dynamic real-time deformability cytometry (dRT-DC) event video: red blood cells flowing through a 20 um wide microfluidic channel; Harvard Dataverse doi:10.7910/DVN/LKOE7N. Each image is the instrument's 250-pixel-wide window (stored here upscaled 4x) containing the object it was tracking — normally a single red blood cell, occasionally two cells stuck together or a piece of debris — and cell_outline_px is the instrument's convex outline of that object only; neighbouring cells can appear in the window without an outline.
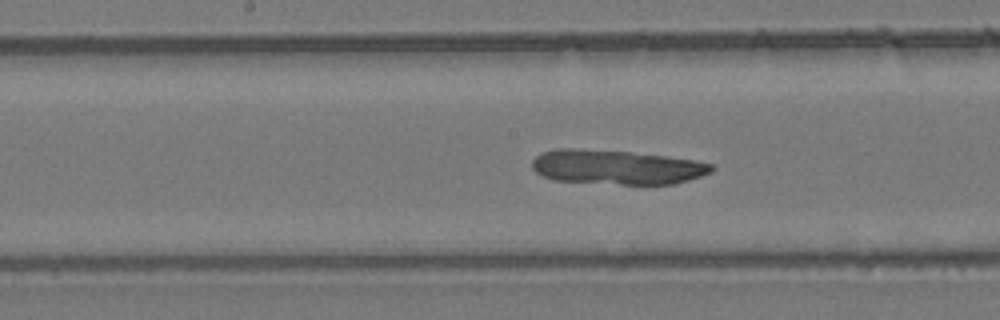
{"species": "common noctule bat (a hibernating species)", "species_latin": "Nyctalus noctula", "temperature_condition": "room temperature", "stored_images_in_passage": 54, "camera_frame_rate_fps": 3000, "um_per_image_px": 0.085, "animal": {"sex": "female", "body_mass_g": 24.6, "forearm_length_mm": 56.2}, "frame": {"image": 1, "passage_image": 28, "time_ms": 9.0, "image_size_px": [1000, 320], "cell_outline_px": [[716, 168], [712, 172], [688, 180], [672, 184], [620, 184], [552, 180], [536, 172], [532, 168], [532, 160], [540, 152], [556, 148], [572, 148], [628, 152], [664, 156], [692, 160], [712, 164]], "centroid_in_image_um": [52.37, 14.2], "position_along_channel_um": 195.8, "area_um2": 35.89}}
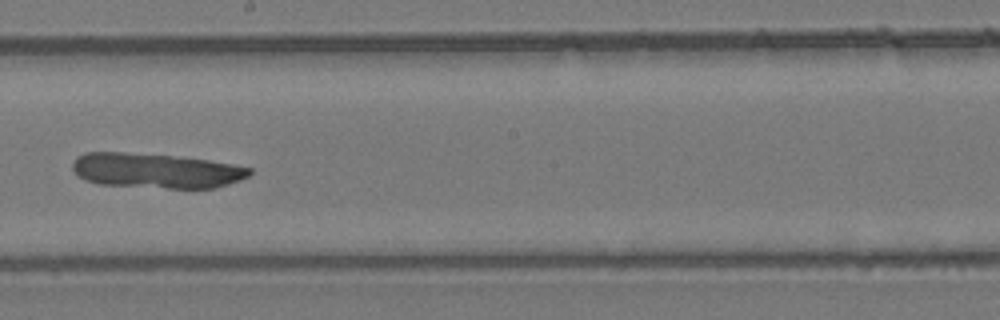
{"frame": {"image": 2, "passage_image": 31, "time_ms": 10.0, "image_size_px": [1000, 320], "cell_outline_px": [[252, 172], [248, 176], [240, 180], [216, 188], [168, 188], [100, 184], [84, 180], [72, 168], [72, 164], [76, 156], [84, 152], [124, 152], [172, 156], [208, 160], [232, 164], [252, 168]], "centroid_in_image_um": [13.25, 14.5], "position_along_channel_um": 234.9, "area_um2": 35.89}}
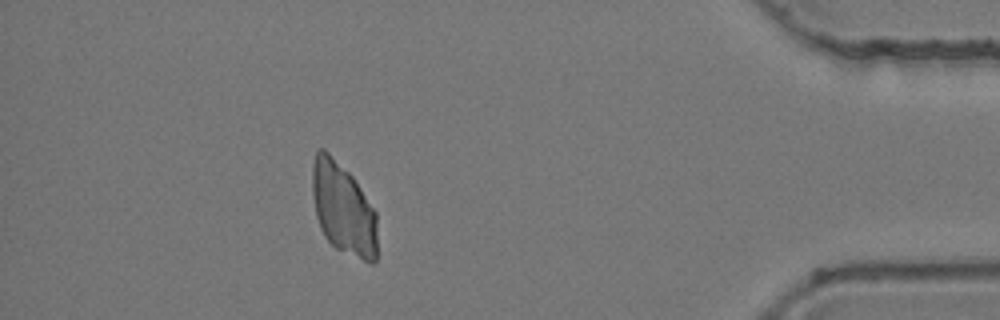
{"frame": {"image": 3, "passage_image": 48, "time_ms": 15.667, "image_size_px": [1000, 320], "cell_outline_px": [[376, 260], [372, 264], [368, 264], [336, 248], [324, 236], [320, 228], [316, 216], [312, 192], [312, 164], [316, 148], [324, 148], [352, 176], [376, 212]], "centroid_in_image_um": [29.15, 17.75], "position_along_channel_um": 406.0, "area_um2": 34.91}}